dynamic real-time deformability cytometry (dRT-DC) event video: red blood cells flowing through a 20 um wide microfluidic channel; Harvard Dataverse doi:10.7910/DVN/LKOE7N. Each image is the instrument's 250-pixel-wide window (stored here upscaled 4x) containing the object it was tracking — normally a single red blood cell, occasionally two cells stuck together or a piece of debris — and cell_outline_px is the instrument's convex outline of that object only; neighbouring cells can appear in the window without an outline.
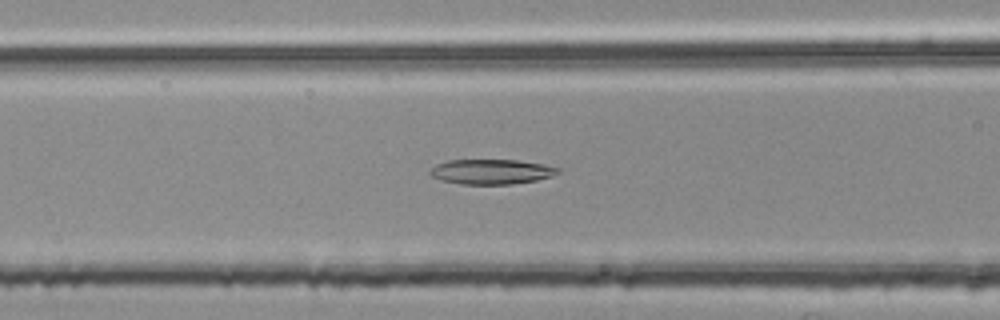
{"species": "common noctule bat (a hibernating species)", "species_latin": "Nyctalus noctula", "temperature_condition": "room temperature", "stored_images_in_passage": 45, "camera_frame_rate_fps": 3000, "um_per_image_px": 0.085, "animal": {"sex": "female", "body_mass_g": 25.1}, "frame": {"image": 1, "passage_image": 13, "time_ms": 4.0, "image_size_px": [1000, 320], "cell_outline_px": [[560, 172], [552, 176], [536, 180], [512, 184], [460, 184], [444, 180], [432, 176], [428, 172], [436, 164], [448, 160], [516, 160], [544, 164], [560, 168]], "centroid_in_image_um": [41.79, 14.59], "position_along_channel_um": 124.8, "area_um2": 18.5}}
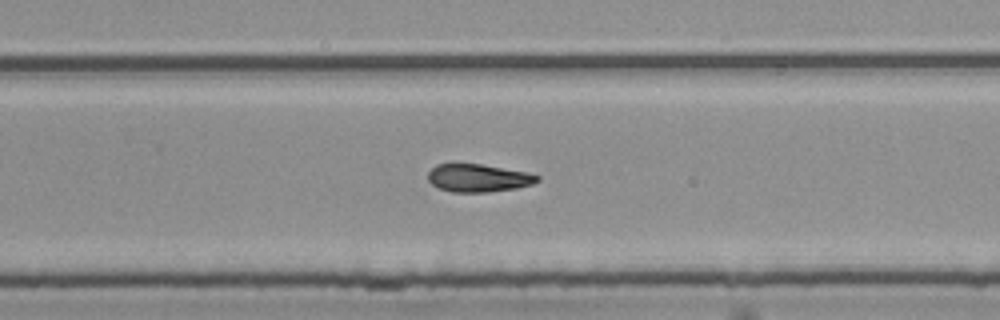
{"frame": {"image": 2, "passage_image": 26, "time_ms": 8.333, "image_size_px": [1000, 320], "cell_outline_px": [[540, 180], [532, 184], [516, 188], [488, 192], [452, 192], [440, 188], [432, 184], [428, 180], [428, 172], [436, 164], [480, 164], [528, 172], [540, 176]], "centroid_in_image_um": [40.67, 15.13], "position_along_channel_um": 289.1, "area_um2": 17.69}}
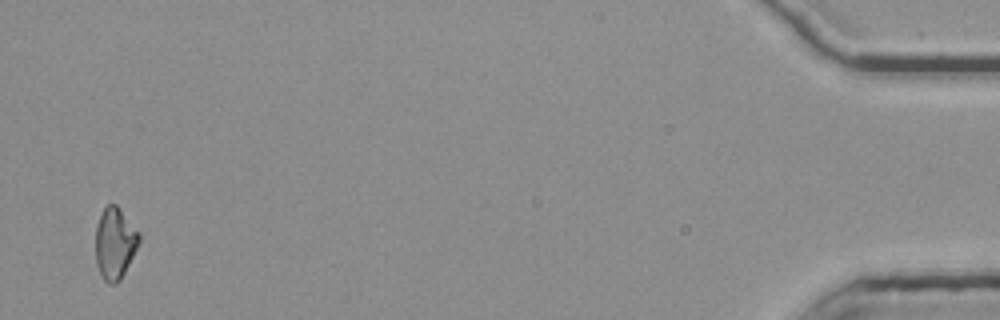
{"frame": {"image": 3, "passage_image": 44, "time_ms": 14.333, "image_size_px": [1000, 320], "cell_outline_px": [[140, 240], [120, 280], [116, 284], [108, 284], [104, 280], [96, 264], [96, 224], [104, 208], [108, 204], [116, 204], [140, 232]], "centroid_in_image_um": [9.76, 20.67], "position_along_channel_um": 425.4, "area_um2": 17.98}, "authors_computed_cell_mechanics": {"area_um2": 18.3226, "velocity_mm_per_s": 3.8022, "shape_relaxation_time_tau1_ms": null, "shape_relaxation_time_tau2_ms": 6.8396, "deformation_change_tau1": null, "deformation_change_tau2": 0.1476}}